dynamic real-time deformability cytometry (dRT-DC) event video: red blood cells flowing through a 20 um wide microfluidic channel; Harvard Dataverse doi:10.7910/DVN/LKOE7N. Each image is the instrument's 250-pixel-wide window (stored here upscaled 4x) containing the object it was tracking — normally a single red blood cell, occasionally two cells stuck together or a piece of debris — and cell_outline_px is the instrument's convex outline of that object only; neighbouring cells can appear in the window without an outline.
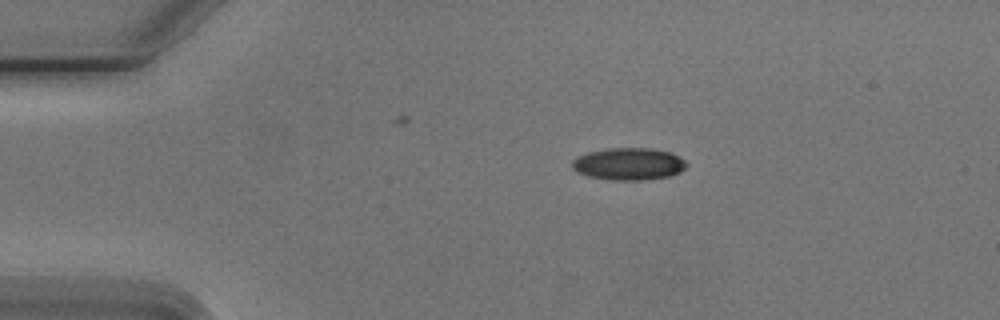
{"species": "Egyptian fruit bat (a non-hibernating species)", "species_latin": "Rousettus aegyptiacus", "temperature_condition": "cold", "stored_images_in_passage": 6, "camera_frame_rate_fps": 3000, "um_per_image_px": 0.085, "animal": {"sex": "male"}, "frame": {"image": 1, "passage_image": 1, "time_ms": 0.0, "image_size_px": [1000, 320], "cell_outline_px": [[688, 164], [680, 172], [672, 176], [644, 180], [612, 180], [588, 176], [576, 172], [572, 168], [572, 160], [576, 156], [588, 152], [608, 148], [652, 148], [672, 152], [684, 160]], "centroid_in_image_um": [53.44, 13.93], "position_along_channel_um": 31.6, "area_um2": 21.73}}
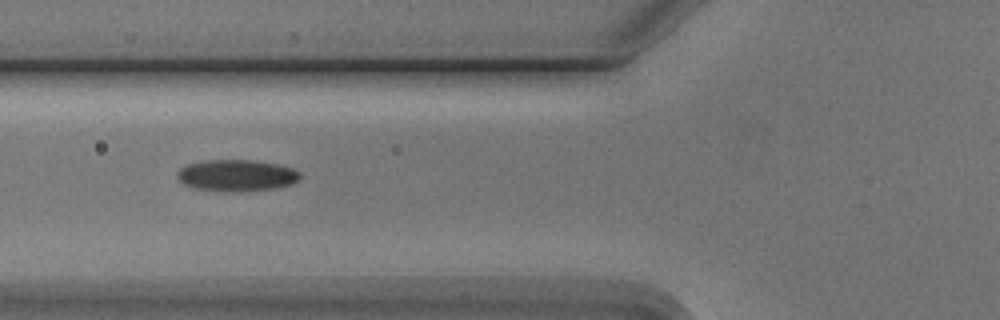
{"frame": {"image": 2, "passage_image": 4, "time_ms": 3.333, "image_size_px": [1000, 320], "cell_outline_px": [[300, 180], [292, 184], [276, 188], [236, 192], [192, 188], [184, 184], [176, 176], [176, 172], [180, 168], [188, 164], [208, 160], [248, 160], [276, 164], [292, 168], [300, 172]], "centroid_in_image_um": [20.11, 14.92], "position_along_channel_um": 105.7, "area_um2": 22.54}}
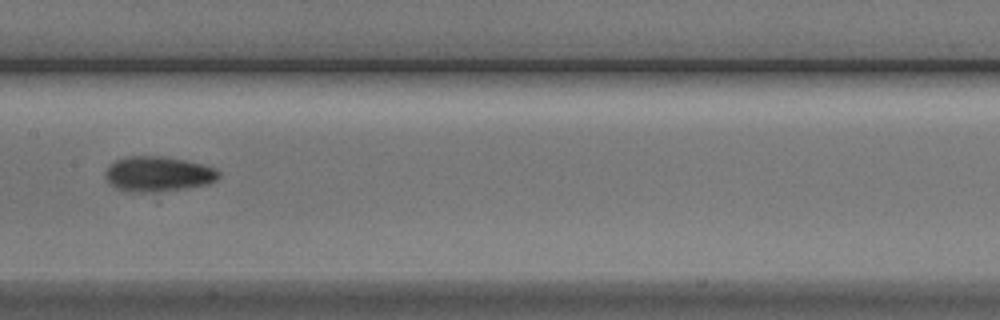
{"frame": {"image": 3, "passage_image": 6, "time_ms": 5.667, "image_size_px": [1000, 320], "cell_outline_px": [[220, 176], [216, 180], [208, 184], [188, 188], [152, 192], [124, 192], [116, 188], [104, 176], [104, 172], [116, 160], [124, 156], [164, 156], [184, 160], [216, 168], [220, 172]], "centroid_in_image_um": [13.44, 14.79], "position_along_channel_um": 194.0, "area_um2": 23.29}}